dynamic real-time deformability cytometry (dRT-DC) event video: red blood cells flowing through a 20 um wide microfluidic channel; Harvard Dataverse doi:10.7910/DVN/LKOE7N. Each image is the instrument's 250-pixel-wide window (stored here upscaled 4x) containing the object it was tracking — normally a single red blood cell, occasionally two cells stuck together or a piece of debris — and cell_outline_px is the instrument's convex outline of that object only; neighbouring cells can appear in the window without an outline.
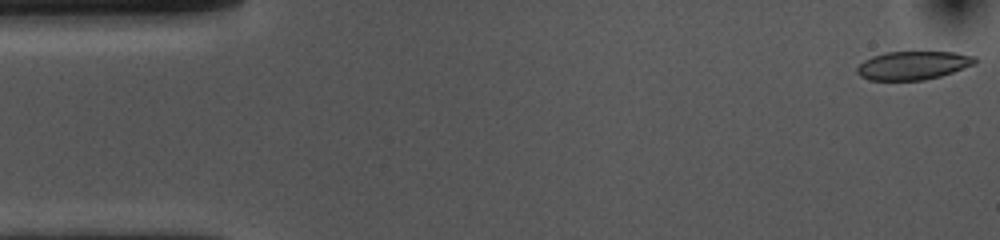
{"species": "common noctule bat (a hibernating species)", "species_latin": "Nyctalus noctula", "temperature_condition": "cold", "stored_images_in_passage": 53, "camera_frame_rate_fps": 3000, "um_per_image_px": 0.085, "animal": {"sex": "female", "body_mass_g": 10.0, "forearm_length_mm": 53.1}, "frame": {"image": 1, "passage_image": 1, "time_ms": 0.0, "image_size_px": [1000, 240], "cell_outline_px": [[976, 64], [940, 76], [924, 80], [868, 80], [860, 76], [856, 72], [856, 68], [864, 60], [872, 56], [884, 52], [956, 52], [976, 56]], "centroid_in_image_um": [77.6, 5.55], "position_along_channel_um": 7.4, "area_um2": 19.65}}
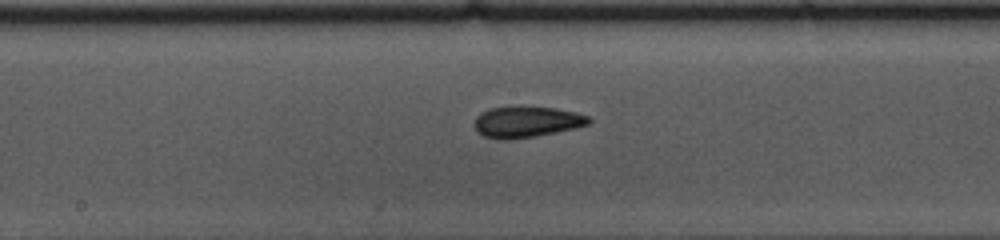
{"frame": {"image": 2, "passage_image": 26, "time_ms": 8.333, "image_size_px": [1000, 240], "cell_outline_px": [[592, 120], [588, 124], [576, 128], [536, 136], [508, 140], [504, 140], [484, 136], [476, 132], [476, 116], [480, 112], [492, 108], [520, 104], [556, 108], [576, 112], [592, 116]], "centroid_in_image_um": [44.79, 10.32], "position_along_channel_um": 203.4, "area_um2": 21.33}}
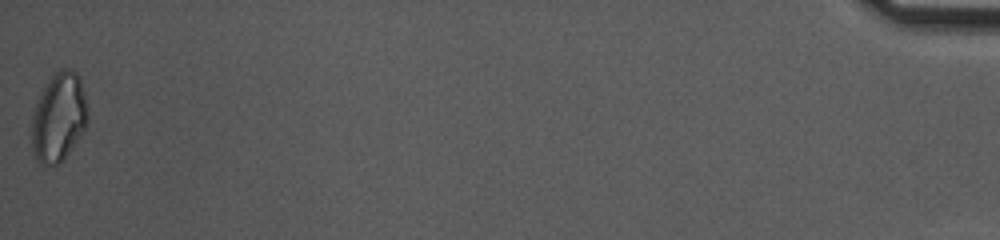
{"frame": {"image": 3, "passage_image": 53, "time_ms": 17.333, "image_size_px": [1000, 240], "cell_outline_px": [[88, 120], [84, 128], [68, 152], [56, 164], [40, 164], [36, 160], [32, 148], [32, 116], [36, 104], [44, 88], [52, 76], [60, 68], [72, 68], [80, 76], [88, 108]], "centroid_in_image_um": [5.0, 9.92], "position_along_channel_um": 430.2, "area_um2": 28.55}, "authors_computed_cell_mechanics": {"area_um2": 20.808, "velocity_mm_per_s": 3.6809, "shape_relaxation_time_tau1_ms": null, "shape_relaxation_time_tau2_ms": 3.5627, "deformation_change_tau1": null, "deformation_change_tau2": 0.0979}}